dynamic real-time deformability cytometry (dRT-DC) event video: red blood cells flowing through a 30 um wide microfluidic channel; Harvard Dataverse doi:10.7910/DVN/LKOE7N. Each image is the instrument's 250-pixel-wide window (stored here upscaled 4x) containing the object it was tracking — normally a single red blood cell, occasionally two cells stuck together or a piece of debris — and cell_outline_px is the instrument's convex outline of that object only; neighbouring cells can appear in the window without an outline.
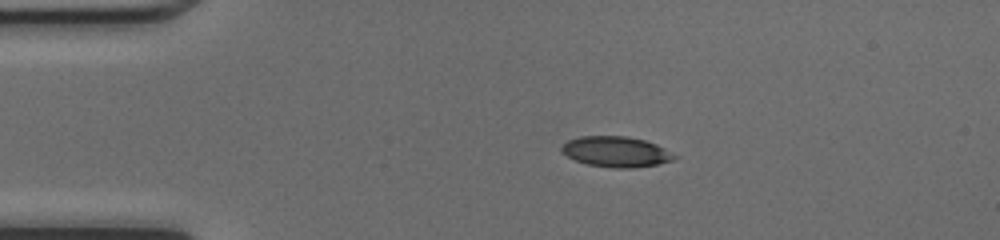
{"species": "common noctule bat (a hibernating species)", "species_latin": "Nyctalus noctula", "temperature_condition": "cold", "stored_images_in_passage": 48, "camera_frame_rate_fps": 3000, "um_per_image_px": 0.085, "animal": {"sex": "female", "body_mass_g": 17.0, "forearm_length_mm": 48.0}, "frame": {"image": 1, "passage_image": 10, "time_ms": 3.0, "image_size_px": [1000, 240], "cell_outline_px": [[676, 156], [672, 160], [656, 164], [632, 168], [616, 168], [588, 164], [576, 160], [560, 152], [560, 148], [568, 140], [580, 136], [628, 136], [644, 140], [656, 144], [664, 148]], "centroid_in_image_um": [52.33, 12.88], "position_along_channel_um": 32.7, "area_um2": 19.83}}
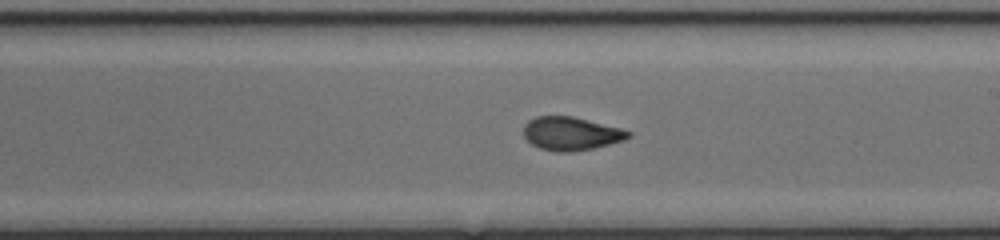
{"frame": {"image": 2, "passage_image": 28, "time_ms": 9.0, "image_size_px": [1000, 240], "cell_outline_px": [[632, 136], [624, 140], [592, 148], [572, 152], [556, 152], [540, 148], [532, 144], [524, 136], [524, 124], [528, 120], [536, 116], [572, 116], [620, 128], [632, 132]], "centroid_in_image_um": [48.53, 11.35], "position_along_channel_um": 240.5, "area_um2": 20.29}}
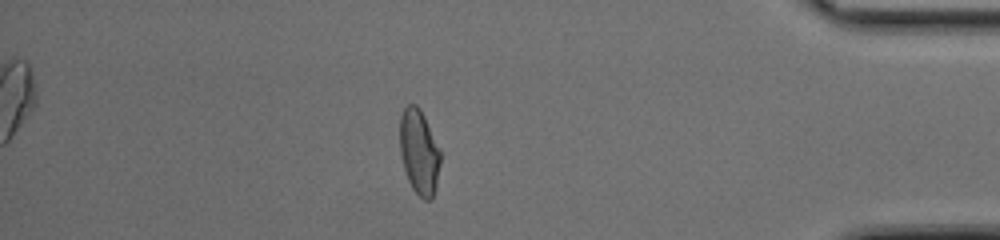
{"frame": {"image": 3, "passage_image": 42, "time_ms": 13.667, "image_size_px": [1000, 240], "cell_outline_px": [[440, 164], [436, 188], [432, 200], [424, 200], [412, 188], [408, 180], [404, 168], [400, 152], [400, 116], [404, 108], [408, 104], [416, 104], [420, 108], [440, 148]], "centroid_in_image_um": [35.63, 12.92], "position_along_channel_um": 399.6, "area_um2": 20.17}, "authors_computed_cell_mechanics": {"area_um2": 20.1722, "velocity_mm_per_s": 4.2528, "shape_relaxation_time_tau1_ms": 5.5393, "shape_relaxation_time_tau2_ms": 1.1892, "deformation_change_tau1": 0.1905, "deformation_change_tau2": 0.06}}